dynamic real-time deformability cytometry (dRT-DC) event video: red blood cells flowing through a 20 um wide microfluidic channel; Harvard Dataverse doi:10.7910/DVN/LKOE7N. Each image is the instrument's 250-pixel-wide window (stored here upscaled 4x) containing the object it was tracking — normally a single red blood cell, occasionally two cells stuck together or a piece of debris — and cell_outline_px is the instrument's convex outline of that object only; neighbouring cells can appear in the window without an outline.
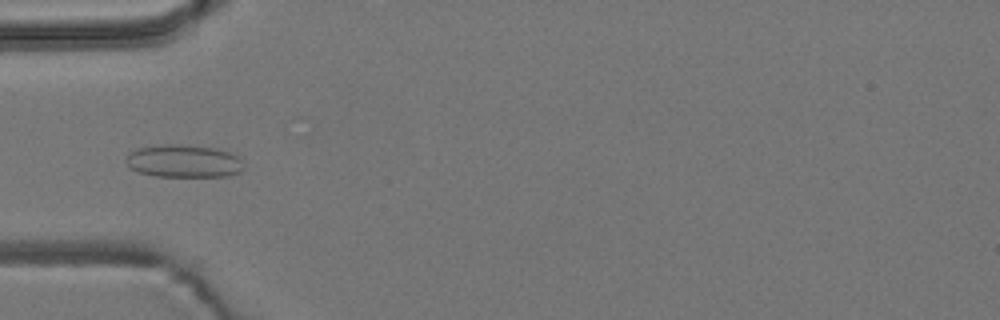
{"species": "common noctule bat (a hibernating species)", "species_latin": "Nyctalus noctula", "temperature_condition": "room temperature", "stored_images_in_passage": 9, "camera_frame_rate_fps": 3000, "um_per_image_px": 0.085, "animal": {"sex": "male", "body_mass_g": 19.2, "forearm_length_mm": 51.8}, "frame": {"image": 1, "passage_image": 4, "time_ms": 1.0, "image_size_px": [1000, 320], "cell_outline_px": [[244, 168], [240, 172], [228, 176], [156, 176], [136, 172], [128, 168], [124, 160], [128, 152], [136, 148], [164, 144], [188, 144], [216, 148], [228, 152], [236, 156], [240, 160]], "centroid_in_image_um": [15.54, 13.69], "position_along_channel_um": 69.5, "area_um2": 22.83}}
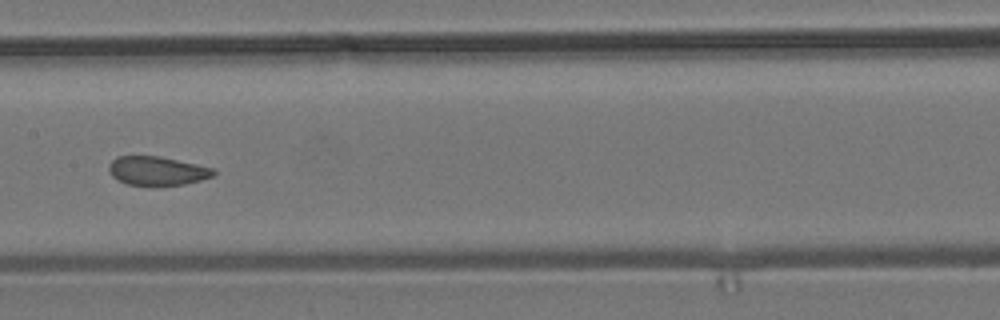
{"frame": {"image": 2, "passage_image": 7, "time_ms": 2.0, "image_size_px": [1000, 320], "cell_outline_px": [[216, 172], [212, 176], [200, 180], [184, 184], [128, 184], [116, 180], [112, 176], [108, 168], [108, 164], [116, 156], [160, 156], [216, 168]], "centroid_in_image_um": [13.35, 14.49], "position_along_channel_um": 194.0, "area_um2": 17.46}}
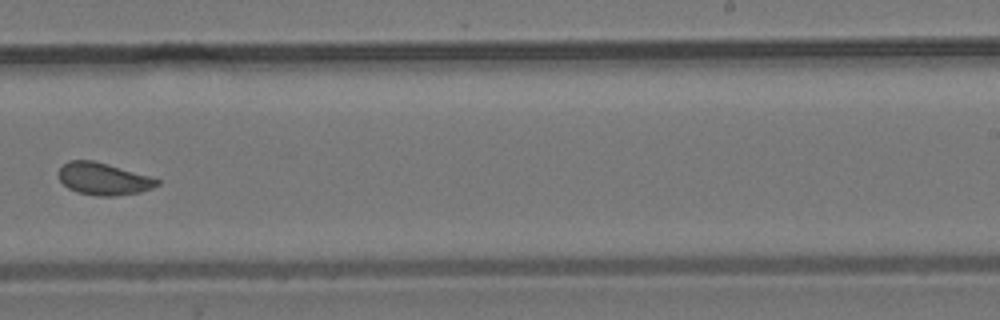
{"frame": {"image": 3, "passage_image": 9, "time_ms": 2.667, "image_size_px": [1000, 320], "cell_outline_px": [[160, 184], [152, 188], [140, 192], [116, 196], [96, 196], [76, 192], [68, 188], [60, 180], [60, 168], [68, 160], [92, 160], [108, 164], [148, 176], [160, 180]], "centroid_in_image_um": [8.79, 15.21], "position_along_channel_um": 280.2, "area_um2": 18.32}}